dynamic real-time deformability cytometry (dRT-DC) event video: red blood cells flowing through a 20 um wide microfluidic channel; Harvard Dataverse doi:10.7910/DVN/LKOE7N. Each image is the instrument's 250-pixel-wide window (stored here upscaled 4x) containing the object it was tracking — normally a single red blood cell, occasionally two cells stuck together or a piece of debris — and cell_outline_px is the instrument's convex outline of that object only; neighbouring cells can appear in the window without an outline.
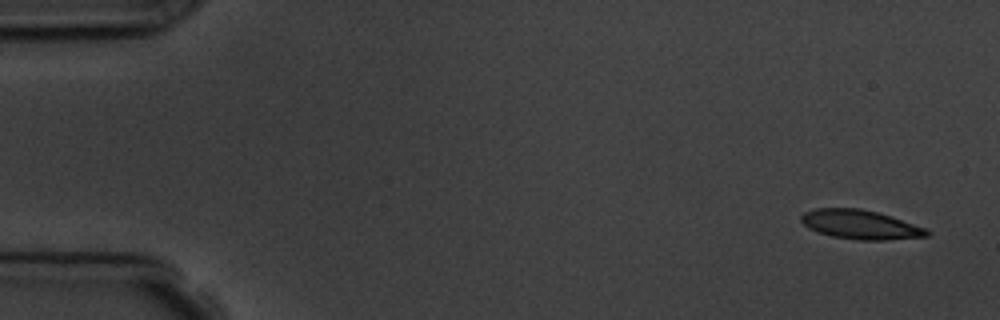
{"species": "common noctule bat (a hibernating species)", "species_latin": "Nyctalus noctula", "temperature_condition": "room temperature", "stored_images_in_passage": 4, "camera_frame_rate_fps": 3000, "um_per_image_px": 0.085, "animal": {"sex": "male", "body_mass_g": 19.5, "forearm_length_mm": 54.6}, "frame": {"image": 1, "passage_image": 1, "time_ms": 0.0, "image_size_px": [1000, 320], "cell_outline_px": [[932, 232], [928, 236], [884, 240], [860, 240], [832, 236], [808, 228], [800, 220], [800, 216], [804, 212], [816, 208], [860, 208], [876, 212], [928, 228]], "centroid_in_image_um": [73.15, 19.09], "position_along_channel_um": 11.9, "area_um2": 21.27}}
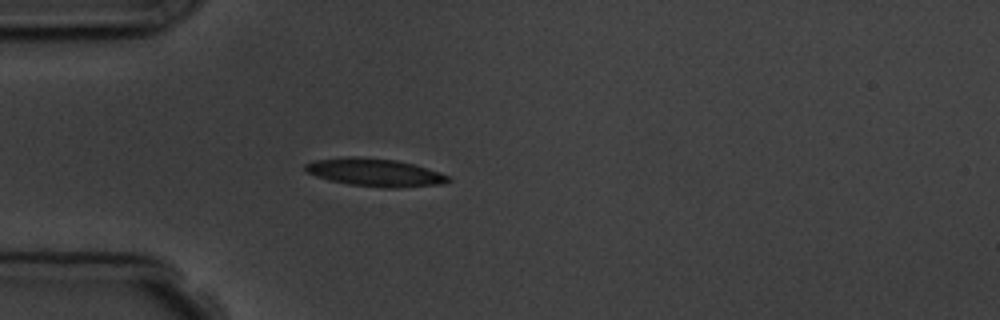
{"frame": {"image": 2, "passage_image": 4, "time_ms": 4.333, "image_size_px": [1000, 320], "cell_outline_px": [[452, 180], [444, 184], [396, 188], [384, 188], [348, 184], [328, 180], [316, 176], [308, 172], [304, 168], [304, 164], [312, 160], [340, 156], [356, 156], [396, 160], [412, 164], [440, 172], [448, 176]], "centroid_in_image_um": [31.83, 14.65], "position_along_channel_um": 53.2, "area_um2": 23.47}}